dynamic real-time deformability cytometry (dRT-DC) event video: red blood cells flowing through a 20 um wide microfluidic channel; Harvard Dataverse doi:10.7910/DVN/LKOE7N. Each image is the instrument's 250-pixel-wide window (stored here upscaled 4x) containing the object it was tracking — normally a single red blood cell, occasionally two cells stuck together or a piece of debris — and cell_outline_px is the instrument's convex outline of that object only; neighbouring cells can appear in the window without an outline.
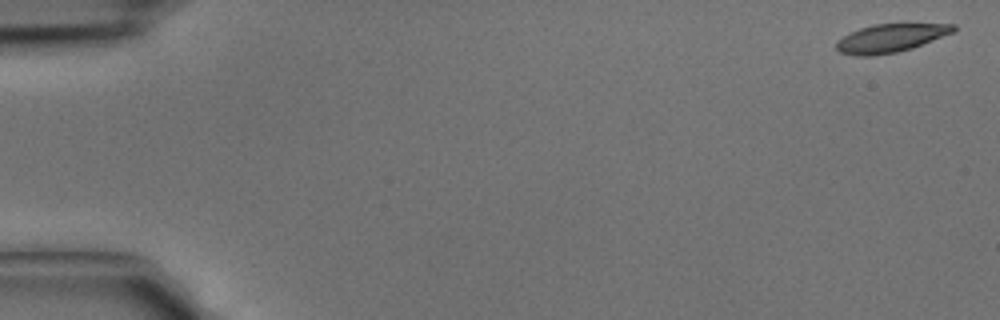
{"species": "common noctule bat (a hibernating species)", "species_latin": "Nyctalus noctula", "temperature_condition": "cold", "stored_images_in_passage": 11, "camera_frame_rate_fps": 3000, "um_per_image_px": 0.085, "animal": {"sex": "male", "body_mass_g": 15.6}, "frame": {"image": 1, "passage_image": 1, "time_ms": 0.0, "image_size_px": [1000, 320], "cell_outline_px": [[956, 32], [912, 48], [896, 52], [872, 56], [856, 56], [840, 52], [836, 48], [836, 40], [860, 28], [872, 24], [956, 24]], "centroid_in_image_um": [75.72, 3.24], "position_along_channel_um": 9.3, "area_um2": 19.31}}